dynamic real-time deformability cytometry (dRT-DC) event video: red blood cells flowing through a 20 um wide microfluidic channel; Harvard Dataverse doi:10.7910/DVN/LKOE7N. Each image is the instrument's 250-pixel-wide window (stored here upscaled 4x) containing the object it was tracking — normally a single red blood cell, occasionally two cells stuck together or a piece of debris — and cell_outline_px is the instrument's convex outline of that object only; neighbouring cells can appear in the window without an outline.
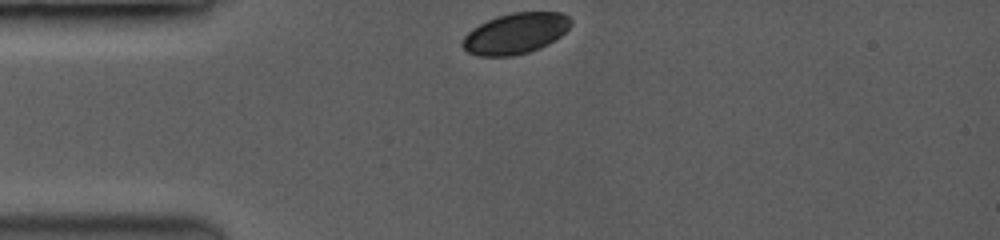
{"species": "common noctule bat (a hibernating species)", "species_latin": "Nyctalus noctula", "temperature_condition": "room temperature", "stored_images_in_passage": 38, "camera_frame_rate_fps": 3500, "um_per_image_px": 0.085, "animal": {"sex": "female", "body_mass_g": 19.0, "forearm_length_mm": 53.3}, "frame": {"image": 1, "passage_image": 1, "time_ms": 0.0, "image_size_px": [1000, 240], "cell_outline_px": [[572, 20], [568, 28], [560, 36], [548, 44], [528, 52], [512, 56], [480, 56], [468, 52], [460, 44], [464, 36], [472, 28], [488, 20], [512, 12], [560, 12], [568, 16]], "centroid_in_image_um": [43.8, 2.84], "position_along_channel_um": 41.2, "area_um2": 25.55}}
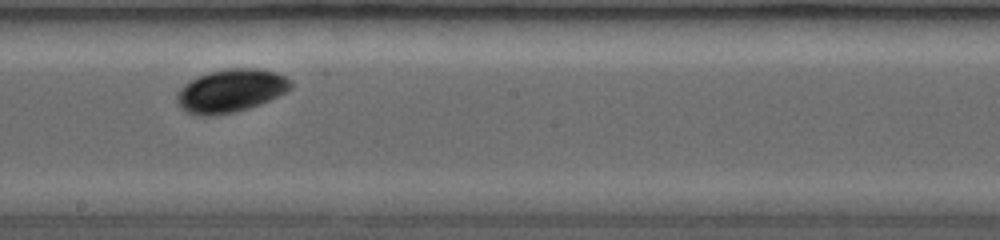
{"frame": {"image": 2, "passage_image": 20, "time_ms": 5.429, "image_size_px": [1000, 240], "cell_outline_px": [[292, 84], [284, 92], [268, 100], [232, 112], [204, 116], [188, 112], [180, 104], [176, 96], [180, 88], [188, 80], [208, 72], [228, 68], [256, 68], [276, 72], [292, 80]], "centroid_in_image_um": [19.59, 7.67], "position_along_channel_um": 228.6, "area_um2": 27.86}}
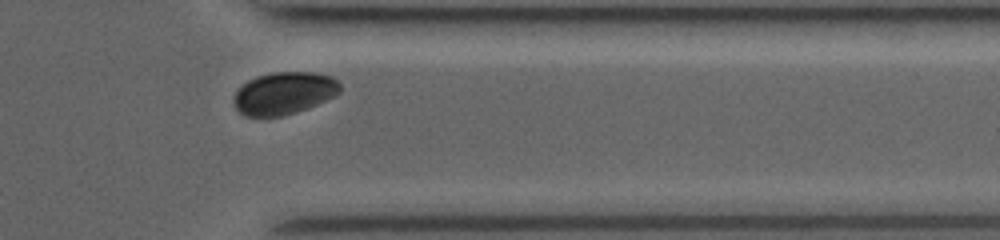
{"frame": {"image": 3, "passage_image": 34, "time_ms": 9.429, "image_size_px": [1000, 240], "cell_outline_px": [[340, 92], [316, 104], [296, 112], [284, 116], [244, 116], [236, 108], [232, 96], [248, 80], [260, 76], [276, 72], [312, 72], [332, 76], [340, 84]], "centroid_in_image_um": [24.13, 7.92], "position_along_channel_um": 387.3, "area_um2": 25.89}, "authors_computed_cell_mechanics": {"area_um2": 26.5013, "velocity_mm_per_s": 3.9324, "shape_relaxation_time_tau1_ms": 1.1238, "shape_relaxation_time_tau2_ms": null, "deformation_change_tau1": 0.0303, "deformation_change_tau2": null}}